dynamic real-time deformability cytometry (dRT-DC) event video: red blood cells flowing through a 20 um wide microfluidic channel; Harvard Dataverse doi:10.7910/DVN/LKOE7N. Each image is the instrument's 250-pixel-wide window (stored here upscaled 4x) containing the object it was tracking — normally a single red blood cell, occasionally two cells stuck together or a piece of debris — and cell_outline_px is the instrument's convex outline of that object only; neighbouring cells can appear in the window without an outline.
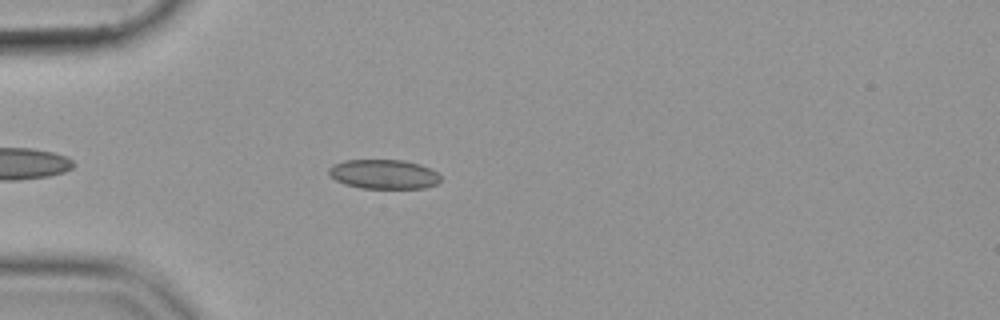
{"species": "common noctule bat (a hibernating species)", "species_latin": "Nyctalus noctula", "temperature_condition": "cold", "stored_images_in_passage": 46, "camera_frame_rate_fps": 3000, "um_per_image_px": 0.085, "animal": {"sex": "female", "body_mass_g": 19.9}, "frame": {"image": 1, "passage_image": 7, "time_ms": 2.0, "image_size_px": [1000, 320], "cell_outline_px": [[440, 180], [436, 184], [424, 188], [364, 188], [348, 184], [336, 180], [328, 172], [328, 168], [332, 164], [344, 160], [404, 160], [420, 164], [436, 172], [440, 176]], "centroid_in_image_um": [32.62, 14.79], "position_along_channel_um": 52.4, "area_um2": 18.96}}
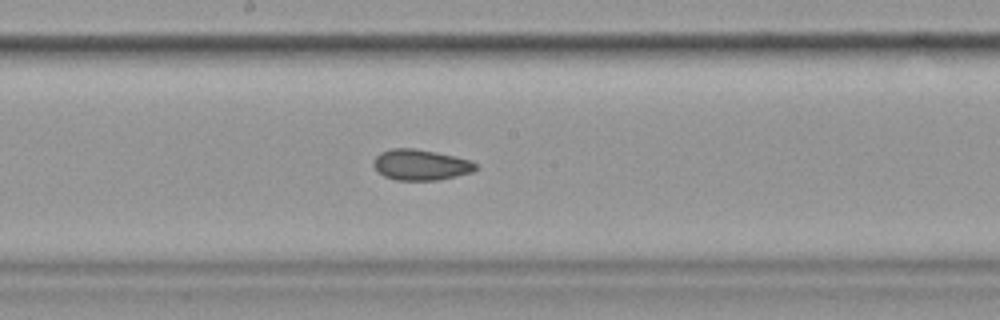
{"frame": {"image": 2, "passage_image": 21, "time_ms": 6.667, "image_size_px": [1000, 320], "cell_outline_px": [[476, 168], [472, 172], [456, 176], [436, 180], [396, 180], [384, 176], [372, 164], [372, 160], [380, 152], [392, 148], [412, 148], [436, 152], [468, 160], [476, 164]], "centroid_in_image_um": [35.71, 14.01], "position_along_channel_um": 212.5, "area_um2": 18.09}}
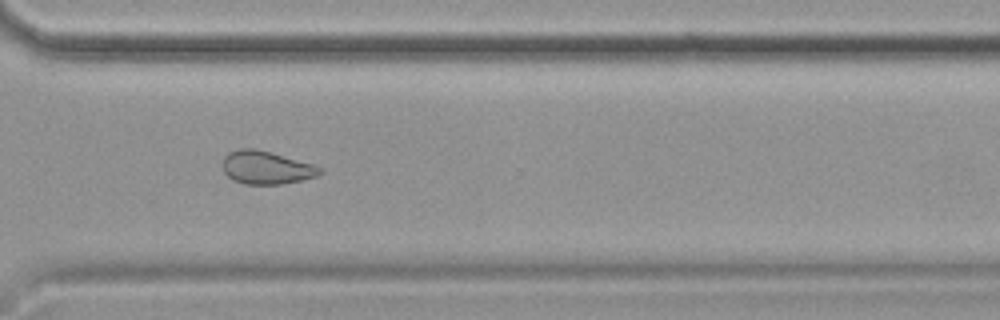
{"frame": {"image": 3, "passage_image": 32, "time_ms": 10.333, "image_size_px": [1000, 320], "cell_outline_px": [[324, 172], [316, 176], [284, 184], [244, 184], [232, 180], [224, 172], [224, 156], [228, 152], [240, 148], [256, 148], [312, 164], [320, 168]], "centroid_in_image_um": [22.61, 14.24], "position_along_channel_um": 348.0, "area_um2": 18.61}}